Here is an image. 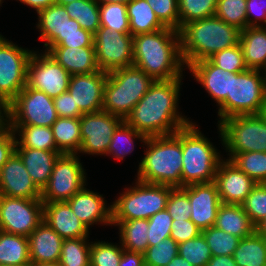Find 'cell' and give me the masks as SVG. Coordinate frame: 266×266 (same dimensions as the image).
Returning a JSON list of instances; mask_svg holds the SVG:
<instances>
[{
	"label": "cell",
	"instance_id": "32",
	"mask_svg": "<svg viewBox=\"0 0 266 266\" xmlns=\"http://www.w3.org/2000/svg\"><path fill=\"white\" fill-rule=\"evenodd\" d=\"M112 225L119 226L120 244L124 250L144 253L148 243V219L112 220Z\"/></svg>",
	"mask_w": 266,
	"mask_h": 266
},
{
	"label": "cell",
	"instance_id": "20",
	"mask_svg": "<svg viewBox=\"0 0 266 266\" xmlns=\"http://www.w3.org/2000/svg\"><path fill=\"white\" fill-rule=\"evenodd\" d=\"M0 195L41 199V190L32 181L22 159L16 152L0 169Z\"/></svg>",
	"mask_w": 266,
	"mask_h": 266
},
{
	"label": "cell",
	"instance_id": "42",
	"mask_svg": "<svg viewBox=\"0 0 266 266\" xmlns=\"http://www.w3.org/2000/svg\"><path fill=\"white\" fill-rule=\"evenodd\" d=\"M99 17L101 27H106L111 31L130 33L126 4H99Z\"/></svg>",
	"mask_w": 266,
	"mask_h": 266
},
{
	"label": "cell",
	"instance_id": "51",
	"mask_svg": "<svg viewBox=\"0 0 266 266\" xmlns=\"http://www.w3.org/2000/svg\"><path fill=\"white\" fill-rule=\"evenodd\" d=\"M159 21L168 28L179 31L178 0H146Z\"/></svg>",
	"mask_w": 266,
	"mask_h": 266
},
{
	"label": "cell",
	"instance_id": "21",
	"mask_svg": "<svg viewBox=\"0 0 266 266\" xmlns=\"http://www.w3.org/2000/svg\"><path fill=\"white\" fill-rule=\"evenodd\" d=\"M104 197L84 187L66 202L73 213L89 229L91 225H112V205L107 206Z\"/></svg>",
	"mask_w": 266,
	"mask_h": 266
},
{
	"label": "cell",
	"instance_id": "14",
	"mask_svg": "<svg viewBox=\"0 0 266 266\" xmlns=\"http://www.w3.org/2000/svg\"><path fill=\"white\" fill-rule=\"evenodd\" d=\"M98 68L105 73L133 65V36L100 27L94 34Z\"/></svg>",
	"mask_w": 266,
	"mask_h": 266
},
{
	"label": "cell",
	"instance_id": "5",
	"mask_svg": "<svg viewBox=\"0 0 266 266\" xmlns=\"http://www.w3.org/2000/svg\"><path fill=\"white\" fill-rule=\"evenodd\" d=\"M183 154L182 187L213 182L222 160L216 147L198 129L195 123L181 128Z\"/></svg>",
	"mask_w": 266,
	"mask_h": 266
},
{
	"label": "cell",
	"instance_id": "50",
	"mask_svg": "<svg viewBox=\"0 0 266 266\" xmlns=\"http://www.w3.org/2000/svg\"><path fill=\"white\" fill-rule=\"evenodd\" d=\"M148 221L147 238L149 246H155L160 241L170 237L173 219L167 209L157 212Z\"/></svg>",
	"mask_w": 266,
	"mask_h": 266
},
{
	"label": "cell",
	"instance_id": "31",
	"mask_svg": "<svg viewBox=\"0 0 266 266\" xmlns=\"http://www.w3.org/2000/svg\"><path fill=\"white\" fill-rule=\"evenodd\" d=\"M51 128L57 150L61 154L78 155L82 143L80 118L58 117Z\"/></svg>",
	"mask_w": 266,
	"mask_h": 266
},
{
	"label": "cell",
	"instance_id": "56",
	"mask_svg": "<svg viewBox=\"0 0 266 266\" xmlns=\"http://www.w3.org/2000/svg\"><path fill=\"white\" fill-rule=\"evenodd\" d=\"M246 17L247 27L265 26L266 0H246ZM259 22H263L265 25Z\"/></svg>",
	"mask_w": 266,
	"mask_h": 266
},
{
	"label": "cell",
	"instance_id": "44",
	"mask_svg": "<svg viewBox=\"0 0 266 266\" xmlns=\"http://www.w3.org/2000/svg\"><path fill=\"white\" fill-rule=\"evenodd\" d=\"M178 254L192 266H206L212 257L210 247L202 234L178 244Z\"/></svg>",
	"mask_w": 266,
	"mask_h": 266
},
{
	"label": "cell",
	"instance_id": "3",
	"mask_svg": "<svg viewBox=\"0 0 266 266\" xmlns=\"http://www.w3.org/2000/svg\"><path fill=\"white\" fill-rule=\"evenodd\" d=\"M137 180L182 188L181 129L171 135L148 137Z\"/></svg>",
	"mask_w": 266,
	"mask_h": 266
},
{
	"label": "cell",
	"instance_id": "35",
	"mask_svg": "<svg viewBox=\"0 0 266 266\" xmlns=\"http://www.w3.org/2000/svg\"><path fill=\"white\" fill-rule=\"evenodd\" d=\"M233 258L238 266H266V239L257 231L240 239Z\"/></svg>",
	"mask_w": 266,
	"mask_h": 266
},
{
	"label": "cell",
	"instance_id": "30",
	"mask_svg": "<svg viewBox=\"0 0 266 266\" xmlns=\"http://www.w3.org/2000/svg\"><path fill=\"white\" fill-rule=\"evenodd\" d=\"M37 29L40 31L39 39L45 41L47 48L58 36H64V28L67 19H70L68 12L63 5L52 4L38 13Z\"/></svg>",
	"mask_w": 266,
	"mask_h": 266
},
{
	"label": "cell",
	"instance_id": "65",
	"mask_svg": "<svg viewBox=\"0 0 266 266\" xmlns=\"http://www.w3.org/2000/svg\"><path fill=\"white\" fill-rule=\"evenodd\" d=\"M260 116L264 119V121L266 122V103L263 105V107L261 108L260 111Z\"/></svg>",
	"mask_w": 266,
	"mask_h": 266
},
{
	"label": "cell",
	"instance_id": "57",
	"mask_svg": "<svg viewBox=\"0 0 266 266\" xmlns=\"http://www.w3.org/2000/svg\"><path fill=\"white\" fill-rule=\"evenodd\" d=\"M119 266H145L144 255L140 252L123 250Z\"/></svg>",
	"mask_w": 266,
	"mask_h": 266
},
{
	"label": "cell",
	"instance_id": "17",
	"mask_svg": "<svg viewBox=\"0 0 266 266\" xmlns=\"http://www.w3.org/2000/svg\"><path fill=\"white\" fill-rule=\"evenodd\" d=\"M222 204L241 205L257 183L229 159L221 160L215 175Z\"/></svg>",
	"mask_w": 266,
	"mask_h": 266
},
{
	"label": "cell",
	"instance_id": "38",
	"mask_svg": "<svg viewBox=\"0 0 266 266\" xmlns=\"http://www.w3.org/2000/svg\"><path fill=\"white\" fill-rule=\"evenodd\" d=\"M218 0H178L179 31L188 23L215 16Z\"/></svg>",
	"mask_w": 266,
	"mask_h": 266
},
{
	"label": "cell",
	"instance_id": "13",
	"mask_svg": "<svg viewBox=\"0 0 266 266\" xmlns=\"http://www.w3.org/2000/svg\"><path fill=\"white\" fill-rule=\"evenodd\" d=\"M43 221L41 199L0 195V230L28 237Z\"/></svg>",
	"mask_w": 266,
	"mask_h": 266
},
{
	"label": "cell",
	"instance_id": "52",
	"mask_svg": "<svg viewBox=\"0 0 266 266\" xmlns=\"http://www.w3.org/2000/svg\"><path fill=\"white\" fill-rule=\"evenodd\" d=\"M166 209L173 220H190L189 196L181 188H174L170 192Z\"/></svg>",
	"mask_w": 266,
	"mask_h": 266
},
{
	"label": "cell",
	"instance_id": "37",
	"mask_svg": "<svg viewBox=\"0 0 266 266\" xmlns=\"http://www.w3.org/2000/svg\"><path fill=\"white\" fill-rule=\"evenodd\" d=\"M70 19H75L81 28L95 34L101 27L99 3L96 0H77L63 5Z\"/></svg>",
	"mask_w": 266,
	"mask_h": 266
},
{
	"label": "cell",
	"instance_id": "49",
	"mask_svg": "<svg viewBox=\"0 0 266 266\" xmlns=\"http://www.w3.org/2000/svg\"><path fill=\"white\" fill-rule=\"evenodd\" d=\"M214 65L231 73H240L247 70L242 47L239 44L214 53L208 58Z\"/></svg>",
	"mask_w": 266,
	"mask_h": 266
},
{
	"label": "cell",
	"instance_id": "41",
	"mask_svg": "<svg viewBox=\"0 0 266 266\" xmlns=\"http://www.w3.org/2000/svg\"><path fill=\"white\" fill-rule=\"evenodd\" d=\"M94 46V34L81 28L75 19H67L64 36H58L48 47Z\"/></svg>",
	"mask_w": 266,
	"mask_h": 266
},
{
	"label": "cell",
	"instance_id": "61",
	"mask_svg": "<svg viewBox=\"0 0 266 266\" xmlns=\"http://www.w3.org/2000/svg\"><path fill=\"white\" fill-rule=\"evenodd\" d=\"M256 231L266 239V218L256 227Z\"/></svg>",
	"mask_w": 266,
	"mask_h": 266
},
{
	"label": "cell",
	"instance_id": "48",
	"mask_svg": "<svg viewBox=\"0 0 266 266\" xmlns=\"http://www.w3.org/2000/svg\"><path fill=\"white\" fill-rule=\"evenodd\" d=\"M241 206L257 227L266 218V183L257 184Z\"/></svg>",
	"mask_w": 266,
	"mask_h": 266
},
{
	"label": "cell",
	"instance_id": "58",
	"mask_svg": "<svg viewBox=\"0 0 266 266\" xmlns=\"http://www.w3.org/2000/svg\"><path fill=\"white\" fill-rule=\"evenodd\" d=\"M206 266H238L233 255L212 256Z\"/></svg>",
	"mask_w": 266,
	"mask_h": 266
},
{
	"label": "cell",
	"instance_id": "60",
	"mask_svg": "<svg viewBox=\"0 0 266 266\" xmlns=\"http://www.w3.org/2000/svg\"><path fill=\"white\" fill-rule=\"evenodd\" d=\"M167 266H192V265L178 254L171 260V262Z\"/></svg>",
	"mask_w": 266,
	"mask_h": 266
},
{
	"label": "cell",
	"instance_id": "23",
	"mask_svg": "<svg viewBox=\"0 0 266 266\" xmlns=\"http://www.w3.org/2000/svg\"><path fill=\"white\" fill-rule=\"evenodd\" d=\"M187 68L218 106L231 96V72L214 65L209 59L195 62Z\"/></svg>",
	"mask_w": 266,
	"mask_h": 266
},
{
	"label": "cell",
	"instance_id": "7",
	"mask_svg": "<svg viewBox=\"0 0 266 266\" xmlns=\"http://www.w3.org/2000/svg\"><path fill=\"white\" fill-rule=\"evenodd\" d=\"M265 103L266 72L247 69L231 73V96L218 107V123L233 116L260 114Z\"/></svg>",
	"mask_w": 266,
	"mask_h": 266
},
{
	"label": "cell",
	"instance_id": "54",
	"mask_svg": "<svg viewBox=\"0 0 266 266\" xmlns=\"http://www.w3.org/2000/svg\"><path fill=\"white\" fill-rule=\"evenodd\" d=\"M53 100L58 117L80 118L83 115L68 91L54 97Z\"/></svg>",
	"mask_w": 266,
	"mask_h": 266
},
{
	"label": "cell",
	"instance_id": "1",
	"mask_svg": "<svg viewBox=\"0 0 266 266\" xmlns=\"http://www.w3.org/2000/svg\"><path fill=\"white\" fill-rule=\"evenodd\" d=\"M181 78L156 80L124 121L147 137L171 135L192 123L178 112Z\"/></svg>",
	"mask_w": 266,
	"mask_h": 266
},
{
	"label": "cell",
	"instance_id": "24",
	"mask_svg": "<svg viewBox=\"0 0 266 266\" xmlns=\"http://www.w3.org/2000/svg\"><path fill=\"white\" fill-rule=\"evenodd\" d=\"M31 264L58 263L64 239L42 221L28 236Z\"/></svg>",
	"mask_w": 266,
	"mask_h": 266
},
{
	"label": "cell",
	"instance_id": "62",
	"mask_svg": "<svg viewBox=\"0 0 266 266\" xmlns=\"http://www.w3.org/2000/svg\"><path fill=\"white\" fill-rule=\"evenodd\" d=\"M99 4L121 3L128 4L131 0H96Z\"/></svg>",
	"mask_w": 266,
	"mask_h": 266
},
{
	"label": "cell",
	"instance_id": "33",
	"mask_svg": "<svg viewBox=\"0 0 266 266\" xmlns=\"http://www.w3.org/2000/svg\"><path fill=\"white\" fill-rule=\"evenodd\" d=\"M16 137L15 148H32L36 150L58 151L51 127L34 125H8ZM20 140V141H19Z\"/></svg>",
	"mask_w": 266,
	"mask_h": 266
},
{
	"label": "cell",
	"instance_id": "29",
	"mask_svg": "<svg viewBox=\"0 0 266 266\" xmlns=\"http://www.w3.org/2000/svg\"><path fill=\"white\" fill-rule=\"evenodd\" d=\"M129 18L130 34L152 33L166 28L157 18L152 7L146 0H131L126 5Z\"/></svg>",
	"mask_w": 266,
	"mask_h": 266
},
{
	"label": "cell",
	"instance_id": "19",
	"mask_svg": "<svg viewBox=\"0 0 266 266\" xmlns=\"http://www.w3.org/2000/svg\"><path fill=\"white\" fill-rule=\"evenodd\" d=\"M181 189L189 196L190 220L201 230L214 226L222 204L215 182L192 184Z\"/></svg>",
	"mask_w": 266,
	"mask_h": 266
},
{
	"label": "cell",
	"instance_id": "6",
	"mask_svg": "<svg viewBox=\"0 0 266 266\" xmlns=\"http://www.w3.org/2000/svg\"><path fill=\"white\" fill-rule=\"evenodd\" d=\"M154 81L134 65L108 73L102 110L124 120Z\"/></svg>",
	"mask_w": 266,
	"mask_h": 266
},
{
	"label": "cell",
	"instance_id": "12",
	"mask_svg": "<svg viewBox=\"0 0 266 266\" xmlns=\"http://www.w3.org/2000/svg\"><path fill=\"white\" fill-rule=\"evenodd\" d=\"M86 173L77 154H61L56 160L41 201L66 202L86 185Z\"/></svg>",
	"mask_w": 266,
	"mask_h": 266
},
{
	"label": "cell",
	"instance_id": "47",
	"mask_svg": "<svg viewBox=\"0 0 266 266\" xmlns=\"http://www.w3.org/2000/svg\"><path fill=\"white\" fill-rule=\"evenodd\" d=\"M145 266H167L178 255V243L168 237L143 253Z\"/></svg>",
	"mask_w": 266,
	"mask_h": 266
},
{
	"label": "cell",
	"instance_id": "63",
	"mask_svg": "<svg viewBox=\"0 0 266 266\" xmlns=\"http://www.w3.org/2000/svg\"><path fill=\"white\" fill-rule=\"evenodd\" d=\"M4 124H5V108L0 104V128Z\"/></svg>",
	"mask_w": 266,
	"mask_h": 266
},
{
	"label": "cell",
	"instance_id": "22",
	"mask_svg": "<svg viewBox=\"0 0 266 266\" xmlns=\"http://www.w3.org/2000/svg\"><path fill=\"white\" fill-rule=\"evenodd\" d=\"M43 221L63 239H77L89 236V229L73 213L67 202L43 203Z\"/></svg>",
	"mask_w": 266,
	"mask_h": 266
},
{
	"label": "cell",
	"instance_id": "59",
	"mask_svg": "<svg viewBox=\"0 0 266 266\" xmlns=\"http://www.w3.org/2000/svg\"><path fill=\"white\" fill-rule=\"evenodd\" d=\"M18 1L31 8H34L36 10V13L56 3V0H18Z\"/></svg>",
	"mask_w": 266,
	"mask_h": 266
},
{
	"label": "cell",
	"instance_id": "34",
	"mask_svg": "<svg viewBox=\"0 0 266 266\" xmlns=\"http://www.w3.org/2000/svg\"><path fill=\"white\" fill-rule=\"evenodd\" d=\"M0 264L30 266L28 237L0 230Z\"/></svg>",
	"mask_w": 266,
	"mask_h": 266
},
{
	"label": "cell",
	"instance_id": "8",
	"mask_svg": "<svg viewBox=\"0 0 266 266\" xmlns=\"http://www.w3.org/2000/svg\"><path fill=\"white\" fill-rule=\"evenodd\" d=\"M134 187L126 188L111 203L112 220L149 219L166 209L170 192L174 187L135 180Z\"/></svg>",
	"mask_w": 266,
	"mask_h": 266
},
{
	"label": "cell",
	"instance_id": "10",
	"mask_svg": "<svg viewBox=\"0 0 266 266\" xmlns=\"http://www.w3.org/2000/svg\"><path fill=\"white\" fill-rule=\"evenodd\" d=\"M57 118L53 98L28 85L5 107L7 125L52 127Z\"/></svg>",
	"mask_w": 266,
	"mask_h": 266
},
{
	"label": "cell",
	"instance_id": "40",
	"mask_svg": "<svg viewBox=\"0 0 266 266\" xmlns=\"http://www.w3.org/2000/svg\"><path fill=\"white\" fill-rule=\"evenodd\" d=\"M88 237L77 239H64L60 266H90L91 242H87Z\"/></svg>",
	"mask_w": 266,
	"mask_h": 266
},
{
	"label": "cell",
	"instance_id": "46",
	"mask_svg": "<svg viewBox=\"0 0 266 266\" xmlns=\"http://www.w3.org/2000/svg\"><path fill=\"white\" fill-rule=\"evenodd\" d=\"M124 249L105 241L91 242L90 266H119Z\"/></svg>",
	"mask_w": 266,
	"mask_h": 266
},
{
	"label": "cell",
	"instance_id": "53",
	"mask_svg": "<svg viewBox=\"0 0 266 266\" xmlns=\"http://www.w3.org/2000/svg\"><path fill=\"white\" fill-rule=\"evenodd\" d=\"M201 231L191 220H173L170 238L179 244L198 237Z\"/></svg>",
	"mask_w": 266,
	"mask_h": 266
},
{
	"label": "cell",
	"instance_id": "18",
	"mask_svg": "<svg viewBox=\"0 0 266 266\" xmlns=\"http://www.w3.org/2000/svg\"><path fill=\"white\" fill-rule=\"evenodd\" d=\"M106 80L107 73L101 70L71 75L67 91L83 114L102 110Z\"/></svg>",
	"mask_w": 266,
	"mask_h": 266
},
{
	"label": "cell",
	"instance_id": "28",
	"mask_svg": "<svg viewBox=\"0 0 266 266\" xmlns=\"http://www.w3.org/2000/svg\"><path fill=\"white\" fill-rule=\"evenodd\" d=\"M214 226L240 239L251 236L256 231L241 205L221 204Z\"/></svg>",
	"mask_w": 266,
	"mask_h": 266
},
{
	"label": "cell",
	"instance_id": "39",
	"mask_svg": "<svg viewBox=\"0 0 266 266\" xmlns=\"http://www.w3.org/2000/svg\"><path fill=\"white\" fill-rule=\"evenodd\" d=\"M257 184L266 183V152H243L229 159Z\"/></svg>",
	"mask_w": 266,
	"mask_h": 266
},
{
	"label": "cell",
	"instance_id": "9",
	"mask_svg": "<svg viewBox=\"0 0 266 266\" xmlns=\"http://www.w3.org/2000/svg\"><path fill=\"white\" fill-rule=\"evenodd\" d=\"M218 129L229 159L237 153L266 152V122L260 114L226 118Z\"/></svg>",
	"mask_w": 266,
	"mask_h": 266
},
{
	"label": "cell",
	"instance_id": "16",
	"mask_svg": "<svg viewBox=\"0 0 266 266\" xmlns=\"http://www.w3.org/2000/svg\"><path fill=\"white\" fill-rule=\"evenodd\" d=\"M123 121L119 116L101 110L80 117L82 143L79 153L106 155L114 131Z\"/></svg>",
	"mask_w": 266,
	"mask_h": 266
},
{
	"label": "cell",
	"instance_id": "15",
	"mask_svg": "<svg viewBox=\"0 0 266 266\" xmlns=\"http://www.w3.org/2000/svg\"><path fill=\"white\" fill-rule=\"evenodd\" d=\"M33 52L28 63L27 85L57 97L68 90L71 75L47 52Z\"/></svg>",
	"mask_w": 266,
	"mask_h": 266
},
{
	"label": "cell",
	"instance_id": "25",
	"mask_svg": "<svg viewBox=\"0 0 266 266\" xmlns=\"http://www.w3.org/2000/svg\"><path fill=\"white\" fill-rule=\"evenodd\" d=\"M70 75L99 71L95 46L47 47L45 49Z\"/></svg>",
	"mask_w": 266,
	"mask_h": 266
},
{
	"label": "cell",
	"instance_id": "11",
	"mask_svg": "<svg viewBox=\"0 0 266 266\" xmlns=\"http://www.w3.org/2000/svg\"><path fill=\"white\" fill-rule=\"evenodd\" d=\"M33 54L0 34V104L5 108L27 85L28 63Z\"/></svg>",
	"mask_w": 266,
	"mask_h": 266
},
{
	"label": "cell",
	"instance_id": "27",
	"mask_svg": "<svg viewBox=\"0 0 266 266\" xmlns=\"http://www.w3.org/2000/svg\"><path fill=\"white\" fill-rule=\"evenodd\" d=\"M239 43L247 68L266 72V26L246 27Z\"/></svg>",
	"mask_w": 266,
	"mask_h": 266
},
{
	"label": "cell",
	"instance_id": "36",
	"mask_svg": "<svg viewBox=\"0 0 266 266\" xmlns=\"http://www.w3.org/2000/svg\"><path fill=\"white\" fill-rule=\"evenodd\" d=\"M147 138V136L136 131L123 120L113 133L107 155H112L114 159L116 158V160L122 161L121 159H124L126 155L134 151L133 139H140L141 142L145 143Z\"/></svg>",
	"mask_w": 266,
	"mask_h": 266
},
{
	"label": "cell",
	"instance_id": "45",
	"mask_svg": "<svg viewBox=\"0 0 266 266\" xmlns=\"http://www.w3.org/2000/svg\"><path fill=\"white\" fill-rule=\"evenodd\" d=\"M215 16L244 30L247 27L246 0H218Z\"/></svg>",
	"mask_w": 266,
	"mask_h": 266
},
{
	"label": "cell",
	"instance_id": "55",
	"mask_svg": "<svg viewBox=\"0 0 266 266\" xmlns=\"http://www.w3.org/2000/svg\"><path fill=\"white\" fill-rule=\"evenodd\" d=\"M16 137L6 123L0 128V169L15 153Z\"/></svg>",
	"mask_w": 266,
	"mask_h": 266
},
{
	"label": "cell",
	"instance_id": "4",
	"mask_svg": "<svg viewBox=\"0 0 266 266\" xmlns=\"http://www.w3.org/2000/svg\"><path fill=\"white\" fill-rule=\"evenodd\" d=\"M179 32L182 59L187 68L210 58L216 52L239 44L241 30L212 16L190 22Z\"/></svg>",
	"mask_w": 266,
	"mask_h": 266
},
{
	"label": "cell",
	"instance_id": "26",
	"mask_svg": "<svg viewBox=\"0 0 266 266\" xmlns=\"http://www.w3.org/2000/svg\"><path fill=\"white\" fill-rule=\"evenodd\" d=\"M15 152L22 159L34 184L42 191L48 184L54 164L61 153L32 148H15Z\"/></svg>",
	"mask_w": 266,
	"mask_h": 266
},
{
	"label": "cell",
	"instance_id": "64",
	"mask_svg": "<svg viewBox=\"0 0 266 266\" xmlns=\"http://www.w3.org/2000/svg\"><path fill=\"white\" fill-rule=\"evenodd\" d=\"M30 266H60L59 263H38V264H31Z\"/></svg>",
	"mask_w": 266,
	"mask_h": 266
},
{
	"label": "cell",
	"instance_id": "66",
	"mask_svg": "<svg viewBox=\"0 0 266 266\" xmlns=\"http://www.w3.org/2000/svg\"><path fill=\"white\" fill-rule=\"evenodd\" d=\"M73 1H77V0H56V3L60 4V5H65V4L71 3Z\"/></svg>",
	"mask_w": 266,
	"mask_h": 266
},
{
	"label": "cell",
	"instance_id": "43",
	"mask_svg": "<svg viewBox=\"0 0 266 266\" xmlns=\"http://www.w3.org/2000/svg\"><path fill=\"white\" fill-rule=\"evenodd\" d=\"M201 234L210 247L212 256L233 255L240 241L237 236L226 233L215 226L202 230Z\"/></svg>",
	"mask_w": 266,
	"mask_h": 266
},
{
	"label": "cell",
	"instance_id": "2",
	"mask_svg": "<svg viewBox=\"0 0 266 266\" xmlns=\"http://www.w3.org/2000/svg\"><path fill=\"white\" fill-rule=\"evenodd\" d=\"M133 65L155 81L183 78L180 32L166 27L133 36Z\"/></svg>",
	"mask_w": 266,
	"mask_h": 266
}]
</instances>
